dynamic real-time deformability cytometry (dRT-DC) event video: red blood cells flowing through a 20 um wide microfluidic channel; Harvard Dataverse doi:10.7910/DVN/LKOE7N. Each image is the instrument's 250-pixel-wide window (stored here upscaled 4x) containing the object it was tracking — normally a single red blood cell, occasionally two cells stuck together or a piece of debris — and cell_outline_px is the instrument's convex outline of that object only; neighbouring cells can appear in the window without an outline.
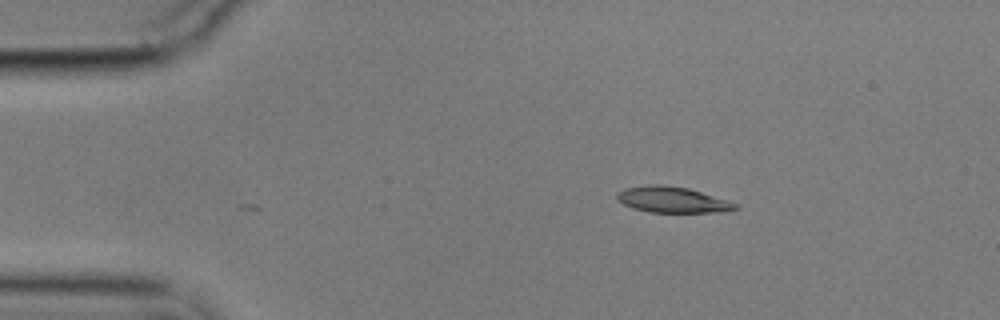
{"species": "common noctule bat (a hibernating species)", "species_latin": "Nyctalus noctula", "temperature_condition": "cold", "stored_images_in_passage": 48, "camera_frame_rate_fps": 3000, "um_per_image_px": 0.085, "animal": {"sex": "male", "body_mass_g": 17.9}, "frame": {"image": 1, "passage_image": 1, "time_ms": 0.0, "image_size_px": [1000, 320], "cell_outline_px": [[740, 208], [724, 212], [648, 212], [632, 208], [624, 204], [616, 196], [616, 192], [624, 188], [652, 184], [660, 184], [688, 188], [728, 200], [736, 204]], "centroid_in_image_um": [57.15, 16.97], "position_along_channel_um": 27.8, "area_um2": 17.86}}
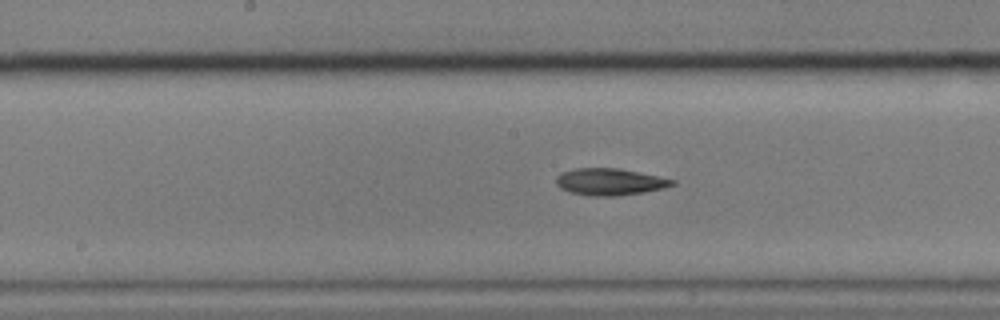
{"frame": {"image": 2, "passage_image": 20, "time_ms": 6.333, "image_size_px": [1000, 320], "cell_outline_px": [[676, 184], [664, 188], [644, 192], [616, 196], [588, 196], [572, 192], [560, 188], [556, 184], [556, 176], [560, 172], [576, 168], [616, 168], [676, 180]], "centroid_in_image_um": [51.8, 15.46], "position_along_channel_um": 196.4, "area_um2": 18.09}}
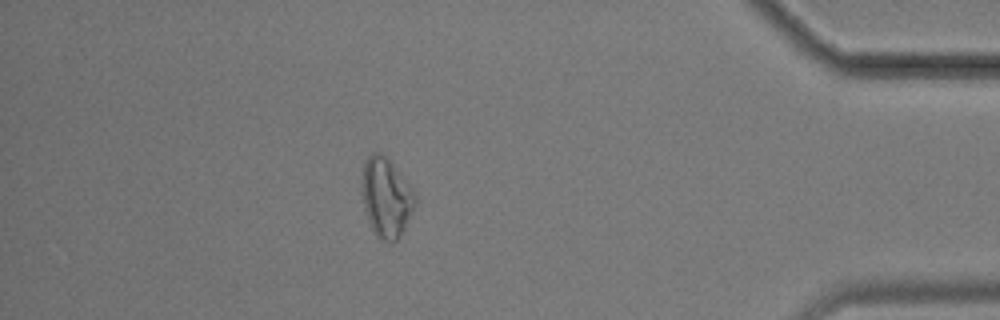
{"frame": {"image": 3, "passage_image": 41, "time_ms": 13.333, "image_size_px": [1000, 320], "cell_outline_px": [[416, 204], [400, 236], [396, 240], [380, 240], [376, 236], [368, 220], [364, 208], [360, 184], [364, 160], [372, 152], [380, 152], [400, 172], [412, 188], [416, 196]], "centroid_in_image_um": [32.8, 16.75], "position_along_channel_um": 402.4, "area_um2": 24.62}, "authors_computed_cell_mechanics": {"area_um2": 18.3515, "velocity_mm_per_s": 3.5476, "shape_relaxation_time_tau1_ms": 9.8561, "shape_relaxation_time_tau2_ms": null, "deformation_change_tau1": 0.2098, "deformation_change_tau2": null}}